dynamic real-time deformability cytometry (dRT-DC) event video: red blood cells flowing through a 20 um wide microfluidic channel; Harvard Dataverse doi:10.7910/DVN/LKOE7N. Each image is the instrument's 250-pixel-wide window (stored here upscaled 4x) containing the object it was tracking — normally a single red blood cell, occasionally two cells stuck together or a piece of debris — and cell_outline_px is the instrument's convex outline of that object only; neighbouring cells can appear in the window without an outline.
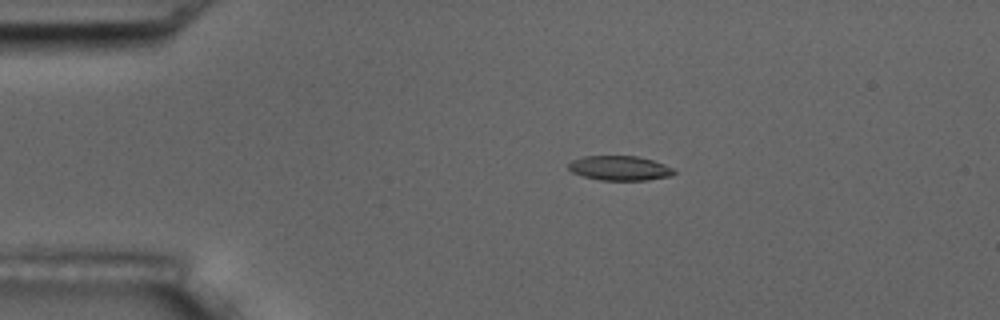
{"species": "common noctule bat (a hibernating species)", "species_latin": "Nyctalus noctula", "temperature_condition": "room temperature", "stored_images_in_passage": 9, "camera_frame_rate_fps": 3000, "um_per_image_px": 0.085, "animal": {"sex": "male", "body_mass_g": 17.5, "forearm_length_mm": 52.3}, "frame": {"image": 1, "passage_image": 2, "time_ms": 1.0, "image_size_px": [1000, 320], "cell_outline_px": [[676, 172], [672, 176], [648, 180], [600, 180], [584, 176], [572, 172], [568, 168], [568, 164], [572, 160], [584, 156], [636, 156], [652, 160], [664, 164], [672, 168]], "centroid_in_image_um": [52.68, 14.29], "position_along_channel_um": 32.3, "area_um2": 15.09}}
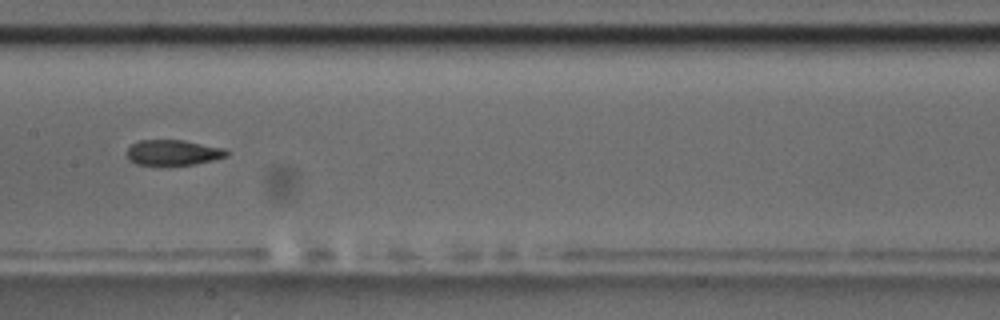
{"frame": {"image": 2, "passage_image": 7, "time_ms": 6.667, "image_size_px": [1000, 320], "cell_outline_px": [[228, 156], [212, 160], [192, 164], [160, 168], [136, 164], [128, 160], [124, 156], [124, 152], [132, 144], [140, 140], [184, 140], [224, 148], [228, 152]], "centroid_in_image_um": [14.61, 13.01], "position_along_channel_um": 192.8, "area_um2": 15.55}}
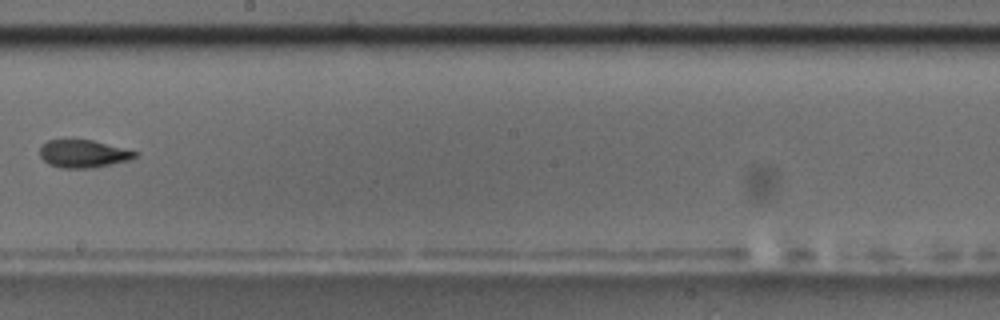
{"frame": {"image": 3, "passage_image": 8, "time_ms": 8.0, "image_size_px": [1000, 320], "cell_outline_px": [[136, 156], [128, 160], [92, 168], [60, 168], [48, 164], [40, 156], [40, 148], [48, 140], [92, 140], [136, 152]], "centroid_in_image_um": [7.02, 13.08], "position_along_channel_um": 241.2, "area_um2": 15.03}}